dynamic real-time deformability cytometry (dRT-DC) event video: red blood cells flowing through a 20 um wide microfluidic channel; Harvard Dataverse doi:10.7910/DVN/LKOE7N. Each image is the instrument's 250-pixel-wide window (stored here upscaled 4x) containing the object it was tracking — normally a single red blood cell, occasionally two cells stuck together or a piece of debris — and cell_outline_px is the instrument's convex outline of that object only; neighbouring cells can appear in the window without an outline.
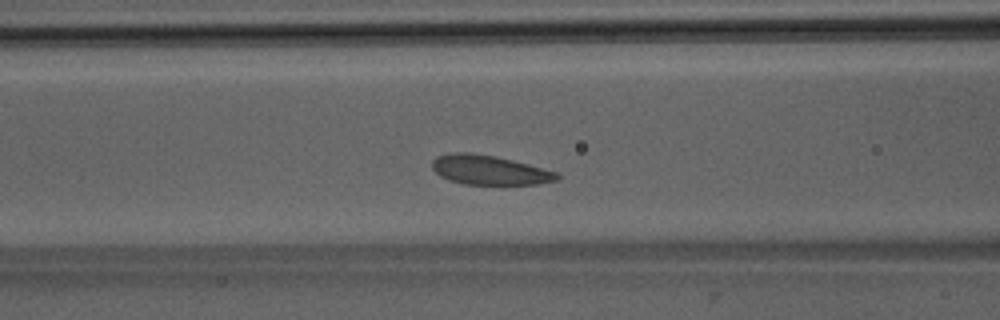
{"species": "Egyptian fruit bat (a non-hibernating species)", "species_latin": "Rousettus aegyptiacus", "temperature_condition": "room temperature", "stored_images_in_passage": 37, "camera_frame_rate_fps": 3000, "um_per_image_px": 0.085, "animal": {"sex": "male"}, "frame": {"image": 1, "passage_image": 7, "time_ms": 2.0, "image_size_px": [1000, 320], "cell_outline_px": [[560, 180], [536, 184], [504, 188], [464, 184], [448, 180], [440, 176], [432, 168], [432, 160], [436, 156], [452, 152], [472, 152], [496, 156], [560, 172]], "centroid_in_image_um": [41.66, 14.5], "position_along_channel_um": 124.9, "area_um2": 22.72}}
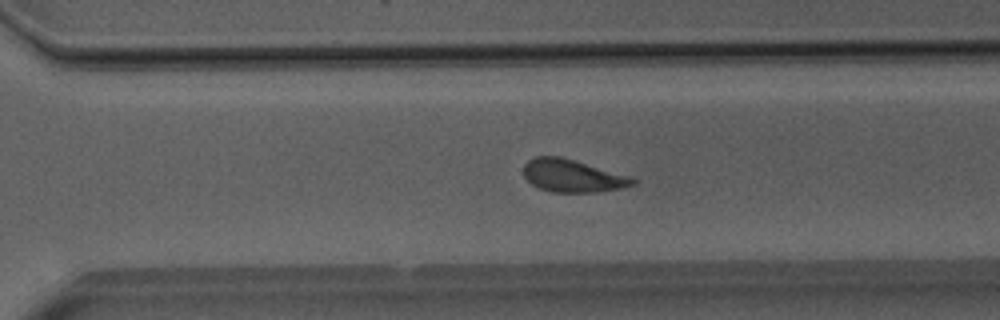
{"frame": {"image": 2, "passage_image": 22, "time_ms": 7.0, "image_size_px": [1000, 320], "cell_outline_px": [[636, 184], [620, 188], [596, 192], [552, 192], [540, 188], [532, 184], [524, 176], [524, 164], [528, 160], [536, 156], [560, 156], [632, 176], [636, 180]], "centroid_in_image_um": [48.68, 14.94], "position_along_channel_um": 321.9, "area_um2": 20.75}}
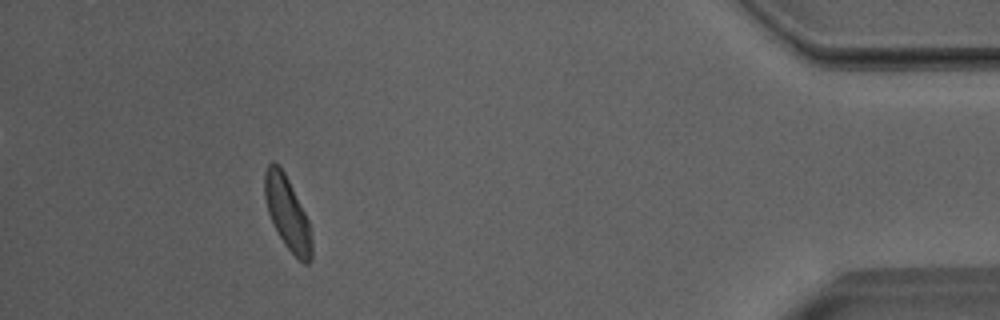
{"frame": {"image": 3, "passage_image": 33, "time_ms": 10.667, "image_size_px": [1000, 320], "cell_outline_px": [[312, 260], [308, 264], [304, 264], [284, 244], [268, 212], [264, 196], [264, 172], [268, 164], [272, 160], [284, 172], [308, 220], [312, 240]], "centroid_in_image_um": [24.42, 18.13], "position_along_channel_um": 410.8, "area_um2": 19.59}, "authors_computed_cell_mechanics": {"area_um2": 21.1548, "velocity_mm_per_s": 3.9469, "shape_relaxation_time_tau1_ms": 5.9725, "shape_relaxation_time_tau2_ms": 2.4255, "deformation_change_tau1": 0.1212, "deformation_change_tau2": 0.0796}}